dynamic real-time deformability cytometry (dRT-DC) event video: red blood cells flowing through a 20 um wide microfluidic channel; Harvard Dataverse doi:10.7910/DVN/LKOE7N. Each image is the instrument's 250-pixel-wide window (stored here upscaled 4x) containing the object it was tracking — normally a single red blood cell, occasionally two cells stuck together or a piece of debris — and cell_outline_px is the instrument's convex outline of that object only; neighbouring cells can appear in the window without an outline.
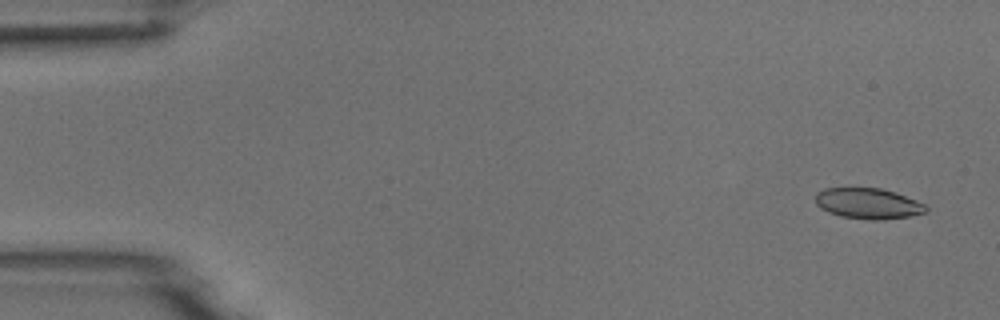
{"species": "common noctule bat (a hibernating species)", "species_latin": "Nyctalus noctula", "temperature_condition": "room temperature", "stored_images_in_passage": 4, "camera_frame_rate_fps": 3000, "um_per_image_px": 0.085, "animal": {"sex": "male", "body_mass_g": 18.8}, "frame": {"image": 1, "passage_image": 1, "time_ms": 0.0, "image_size_px": [1000, 320], "cell_outline_px": [[928, 212], [908, 216], [884, 220], [872, 220], [840, 216], [828, 212], [820, 208], [816, 204], [816, 192], [824, 188], [880, 188], [896, 192], [916, 200], [924, 204], [928, 208]], "centroid_in_image_um": [73.79, 17.3], "position_along_channel_um": 11.2, "area_um2": 19.88}}
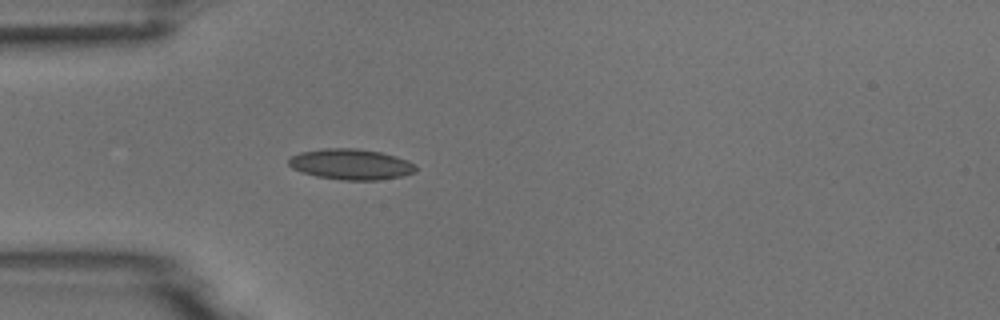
{"frame": {"image": 2, "passage_image": 4, "time_ms": 4.333, "image_size_px": [1000, 320], "cell_outline_px": [[416, 172], [404, 176], [376, 180], [340, 180], [316, 176], [292, 168], [288, 164], [288, 160], [292, 156], [300, 152], [324, 148], [356, 148], [380, 152], [396, 156], [408, 160], [416, 164]], "centroid_in_image_um": [29.86, 13.96], "position_along_channel_um": 55.1, "area_um2": 22.83}}